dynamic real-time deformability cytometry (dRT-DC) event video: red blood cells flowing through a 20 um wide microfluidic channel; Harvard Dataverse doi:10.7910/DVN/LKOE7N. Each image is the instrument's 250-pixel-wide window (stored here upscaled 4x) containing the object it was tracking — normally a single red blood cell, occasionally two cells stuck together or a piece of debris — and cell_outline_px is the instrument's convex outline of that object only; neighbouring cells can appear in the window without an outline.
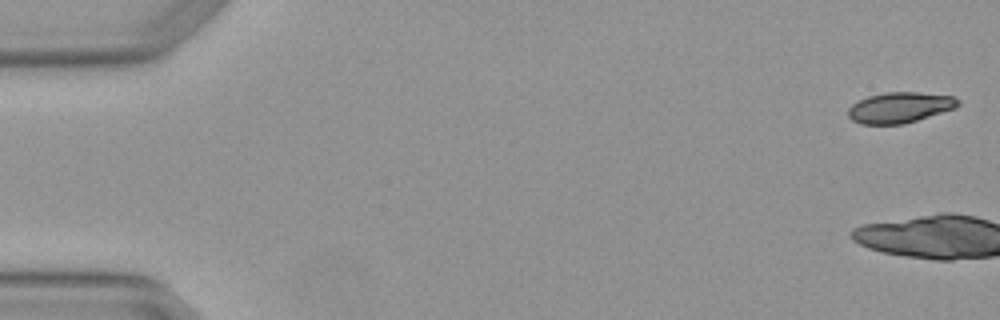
{"species": "Egyptian fruit bat (a non-hibernating species)", "species_latin": "Rousettus aegyptiacus", "temperature_condition": "warm", "stored_images_in_passage": 5, "camera_frame_rate_fps": 3000, "um_per_image_px": 0.085, "animal": {"sex": "female"}, "frame": {"image": 1, "passage_image": 1, "time_ms": 0.0, "image_size_px": [1000, 320], "cell_outline_px": [[960, 104], [956, 108], [904, 124], [860, 124], [852, 120], [848, 116], [848, 108], [852, 104], [868, 96], [888, 92], [916, 92], [952, 96], [960, 100]], "centroid_in_image_um": [76.48, 9.14], "position_along_channel_um": 8.5, "area_um2": 19.59}}